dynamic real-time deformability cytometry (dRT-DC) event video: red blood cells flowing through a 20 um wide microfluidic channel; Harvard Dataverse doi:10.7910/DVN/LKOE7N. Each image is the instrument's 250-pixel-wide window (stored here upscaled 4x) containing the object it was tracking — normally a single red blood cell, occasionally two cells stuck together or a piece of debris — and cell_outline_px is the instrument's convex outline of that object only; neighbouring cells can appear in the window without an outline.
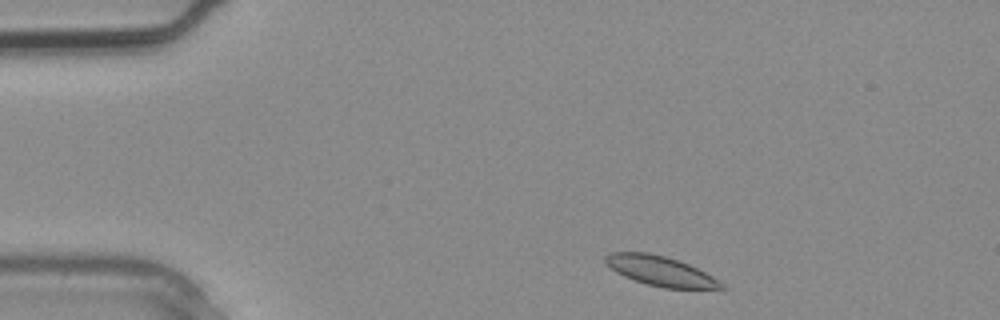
{"species": "common noctule bat (a hibernating species)", "species_latin": "Nyctalus noctula", "temperature_condition": "warm", "stored_images_in_passage": 2, "camera_frame_rate_fps": 3000, "um_per_image_px": 0.085, "animal": {"sex": "male", "body_mass_g": 20.4}, "frame": {"image": 1, "passage_image": 1, "time_ms": 0.0, "image_size_px": [1000, 320], "cell_outline_px": [[728, 288], [664, 288], [648, 284], [624, 276], [616, 272], [604, 260], [604, 256], [608, 252], [648, 252], [664, 256], [688, 264], [712, 276], [724, 284]], "centroid_in_image_um": [56.11, 23.02], "position_along_channel_um": 28.9, "area_um2": 19.71}}